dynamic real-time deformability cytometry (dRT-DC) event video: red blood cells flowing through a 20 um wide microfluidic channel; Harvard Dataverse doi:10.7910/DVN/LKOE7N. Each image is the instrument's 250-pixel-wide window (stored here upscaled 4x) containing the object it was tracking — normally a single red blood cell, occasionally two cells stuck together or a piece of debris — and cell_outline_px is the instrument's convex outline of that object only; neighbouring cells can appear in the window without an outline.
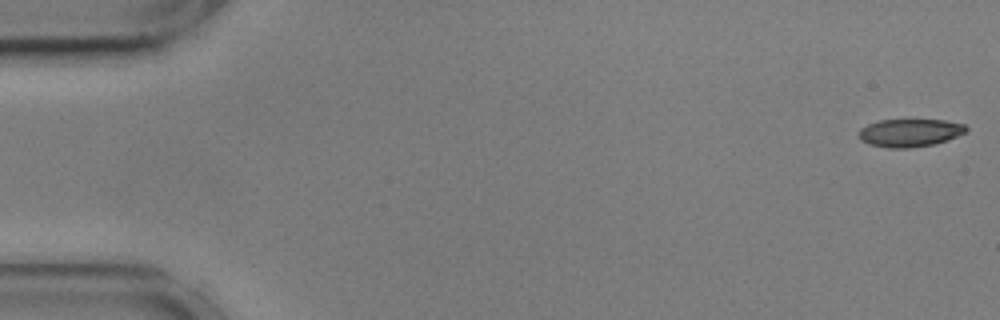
{"species": "common noctule bat (a hibernating species)", "species_latin": "Nyctalus noctula", "temperature_condition": "cold", "stored_images_in_passage": 55, "camera_frame_rate_fps": 3000, "um_per_image_px": 0.085, "animal": {"sex": "male", "body_mass_g": 17.9, "forearm_length_mm": 54.2}, "frame": {"image": 1, "passage_image": 1, "time_ms": 0.0, "image_size_px": [1000, 320], "cell_outline_px": [[968, 128], [964, 132], [956, 136], [936, 144], [908, 148], [888, 148], [868, 144], [860, 140], [856, 132], [860, 128], [868, 124], [880, 120], [944, 120], [964, 124]], "centroid_in_image_um": [77.27, 11.29], "position_along_channel_um": 7.7, "area_um2": 17.51}}
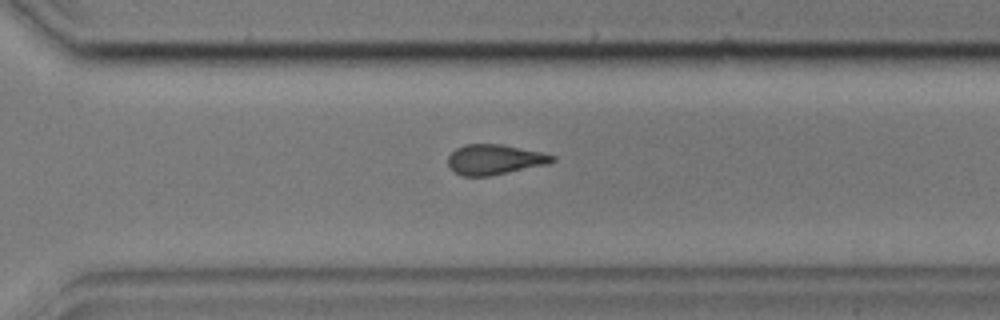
{"frame": {"image": 2, "passage_image": 39, "time_ms": 12.667, "image_size_px": [1000, 320], "cell_outline_px": [[556, 160], [548, 164], [488, 176], [460, 176], [452, 172], [448, 164], [448, 156], [456, 148], [464, 144], [500, 144], [540, 152], [556, 156]], "centroid_in_image_um": [42.0, 13.56], "position_along_channel_um": 328.6, "area_um2": 18.32}}
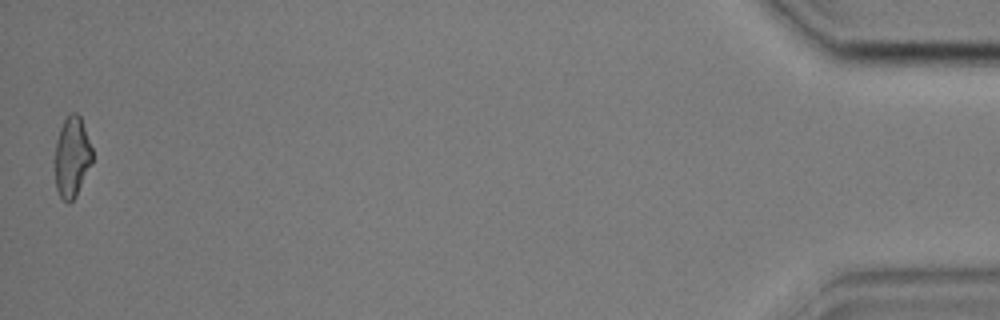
{"frame": {"image": 3, "passage_image": 55, "time_ms": 18.0, "image_size_px": [1000, 320], "cell_outline_px": [[92, 164], [76, 196], [68, 204], [60, 196], [56, 188], [52, 160], [56, 140], [60, 128], [64, 120], [72, 112], [76, 112], [80, 116], [92, 148]], "centroid_in_image_um": [6.08, 13.37], "position_along_channel_um": 429.1, "area_um2": 18.03}, "authors_computed_cell_mechanics": {"area_um2": 18.6116, "velocity_mm_per_s": 3.6005, "shape_relaxation_time_tau1_ms": null, "shape_relaxation_time_tau2_ms": 7.2855, "deformation_change_tau1": null, "deformation_change_tau2": 0.1676}}